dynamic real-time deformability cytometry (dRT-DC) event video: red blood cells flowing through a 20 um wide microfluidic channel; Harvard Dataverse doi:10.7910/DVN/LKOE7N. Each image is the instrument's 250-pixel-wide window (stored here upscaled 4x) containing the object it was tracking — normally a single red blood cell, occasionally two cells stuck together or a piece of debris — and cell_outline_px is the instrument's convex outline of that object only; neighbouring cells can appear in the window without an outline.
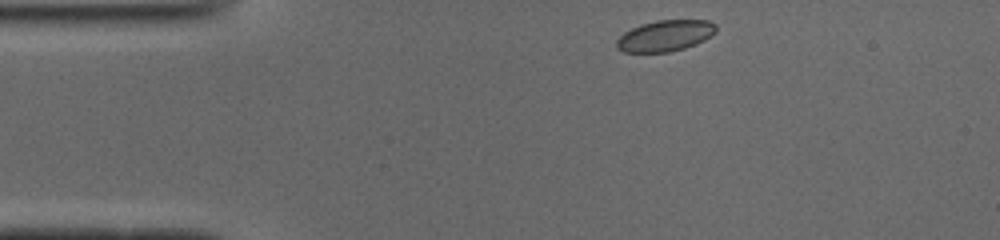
{"species": "common noctule bat (a hibernating species)", "species_latin": "Nyctalus noctula", "temperature_condition": "cold", "stored_images_in_passage": 43, "camera_frame_rate_fps": 3000, "um_per_image_px": 0.085, "animal": {"sex": "male", "body_mass_g": 19.0, "forearm_length_mm": 50.8}, "frame": {"image": 1, "passage_image": 1, "time_ms": 0.0, "image_size_px": [1000, 240], "cell_outline_px": [[716, 32], [704, 40], [696, 44], [684, 48], [668, 52], [624, 52], [616, 48], [616, 40], [624, 32], [640, 24], [656, 20], [708, 20], [716, 24]], "centroid_in_image_um": [56.53, 3.03], "position_along_channel_um": 28.5, "area_um2": 18.09}}
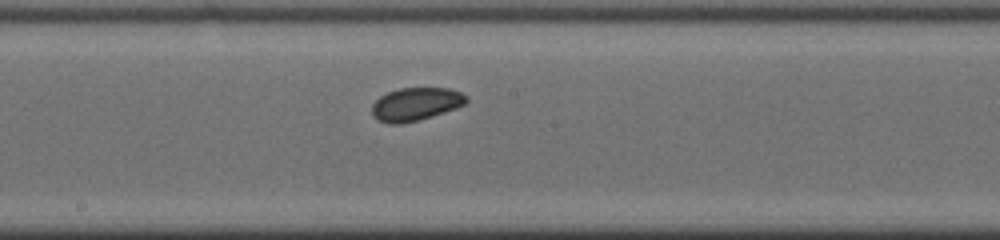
{"frame": {"image": 2, "passage_image": 19, "time_ms": 6.0, "image_size_px": [1000, 240], "cell_outline_px": [[468, 100], [464, 104], [456, 108], [420, 120], [400, 124], [388, 124], [380, 120], [372, 112], [372, 104], [380, 96], [388, 92], [400, 88], [448, 88], [460, 92], [468, 96]], "centroid_in_image_um": [35.35, 8.85], "position_along_channel_um": 212.8, "area_um2": 18.09}}
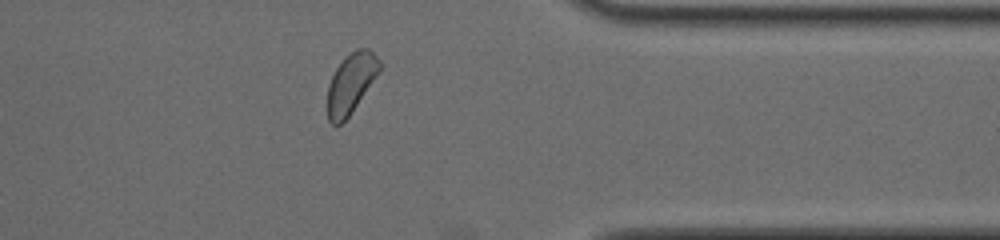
{"frame": {"image": 3, "passage_image": 33, "time_ms": 10.667, "image_size_px": [1000, 240], "cell_outline_px": [[380, 72], [352, 112], [340, 124], [332, 124], [328, 120], [328, 84], [336, 68], [356, 48], [368, 48], [380, 60]], "centroid_in_image_um": [29.85, 7.08], "position_along_channel_um": 381.6, "area_um2": 17.92}, "authors_computed_cell_mechanics": {"area_um2": 18.207, "velocity_mm_per_s": 3.8814, "shape_relaxation_time_tau1_ms": 3.586, "shape_relaxation_time_tau2_ms": null, "deformation_change_tau1": 0.057, "deformation_change_tau2": null}}